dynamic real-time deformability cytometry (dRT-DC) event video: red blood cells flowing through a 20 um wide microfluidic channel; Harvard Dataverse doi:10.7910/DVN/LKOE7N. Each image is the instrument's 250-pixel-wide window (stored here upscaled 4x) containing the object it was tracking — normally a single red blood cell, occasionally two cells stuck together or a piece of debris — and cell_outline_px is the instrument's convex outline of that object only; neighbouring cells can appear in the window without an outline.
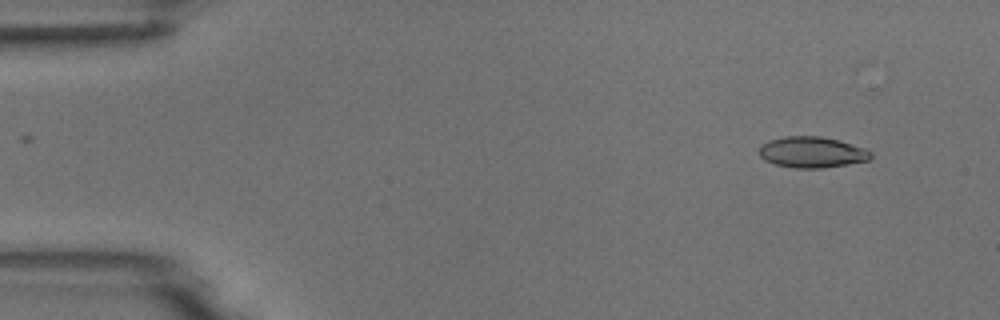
{"species": "common noctule bat (a hibernating species)", "species_latin": "Nyctalus noctula", "temperature_condition": "room temperature", "stored_images_in_passage": 4, "camera_frame_rate_fps": 3000, "um_per_image_px": 0.085, "animal": {"sex": "male", "body_mass_g": 18.8}, "frame": {"image": 1, "passage_image": 2, "time_ms": 1.0, "image_size_px": [1000, 320], "cell_outline_px": [[872, 156], [868, 160], [848, 164], [824, 168], [792, 168], [776, 164], [764, 160], [760, 156], [760, 148], [768, 140], [784, 136], [820, 136], [840, 140], [864, 148], [872, 152]], "centroid_in_image_um": [69.03, 12.94], "position_along_channel_um": 16.0, "area_um2": 20.17}}